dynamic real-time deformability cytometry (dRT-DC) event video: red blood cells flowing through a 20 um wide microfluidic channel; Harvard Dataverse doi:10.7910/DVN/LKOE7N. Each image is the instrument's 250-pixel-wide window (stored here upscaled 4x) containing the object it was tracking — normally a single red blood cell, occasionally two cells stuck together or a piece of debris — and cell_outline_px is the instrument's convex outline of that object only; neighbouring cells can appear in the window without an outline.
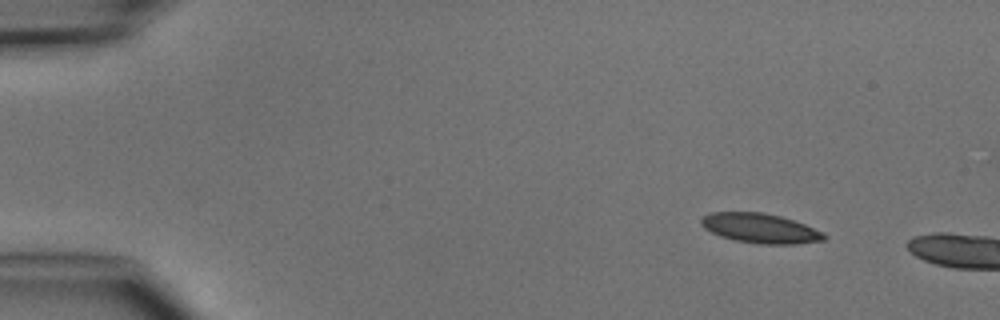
{"species": "common noctule bat (a hibernating species)", "species_latin": "Nyctalus noctula", "temperature_condition": "cold", "stored_images_in_passage": 4, "camera_frame_rate_fps": 3000, "um_per_image_px": 0.085, "animal": {"sex": "male", "body_mass_g": 15.6}, "frame": {"image": 1, "passage_image": 1, "time_ms": 0.0, "image_size_px": [1000, 320], "cell_outline_px": [[828, 236], [824, 240], [796, 244], [760, 244], [736, 240], [720, 236], [704, 228], [700, 224], [700, 220], [704, 216], [712, 212], [760, 212], [780, 216], [804, 224], [824, 232]], "centroid_in_image_um": [64.63, 19.41], "position_along_channel_um": 20.4, "area_um2": 21.15}}